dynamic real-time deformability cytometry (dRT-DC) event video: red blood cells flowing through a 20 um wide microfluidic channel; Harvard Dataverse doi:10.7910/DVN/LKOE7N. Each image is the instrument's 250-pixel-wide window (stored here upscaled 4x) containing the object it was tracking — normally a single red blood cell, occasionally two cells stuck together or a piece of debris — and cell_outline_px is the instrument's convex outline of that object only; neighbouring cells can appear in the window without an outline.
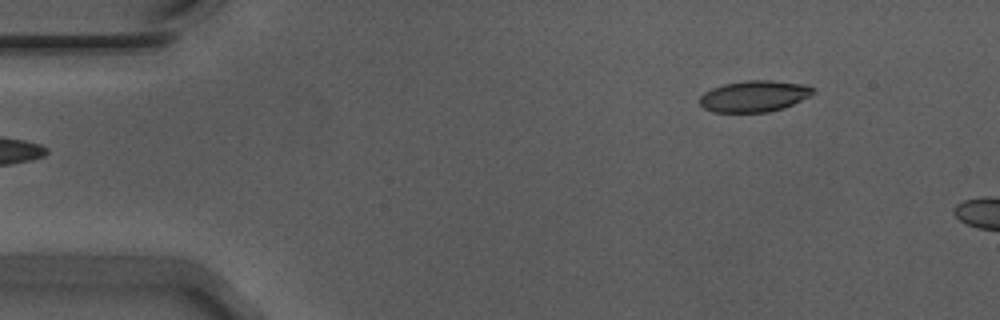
{"species": "Egyptian fruit bat (a non-hibernating species)", "species_latin": "Rousettus aegyptiacus", "temperature_condition": "warm", "stored_images_in_passage": 5, "camera_frame_rate_fps": 3000, "um_per_image_px": 0.085, "animal": {"sex": "male"}, "frame": {"image": 1, "passage_image": 1, "time_ms": 0.0, "image_size_px": [1000, 320], "cell_outline_px": [[816, 92], [784, 108], [768, 112], [712, 112], [704, 108], [700, 104], [700, 96], [704, 92], [712, 88], [724, 84], [748, 80], [772, 80], [808, 84], [816, 88]], "centroid_in_image_um": [64.14, 8.17], "position_along_channel_um": 20.9, "area_um2": 20.81}}